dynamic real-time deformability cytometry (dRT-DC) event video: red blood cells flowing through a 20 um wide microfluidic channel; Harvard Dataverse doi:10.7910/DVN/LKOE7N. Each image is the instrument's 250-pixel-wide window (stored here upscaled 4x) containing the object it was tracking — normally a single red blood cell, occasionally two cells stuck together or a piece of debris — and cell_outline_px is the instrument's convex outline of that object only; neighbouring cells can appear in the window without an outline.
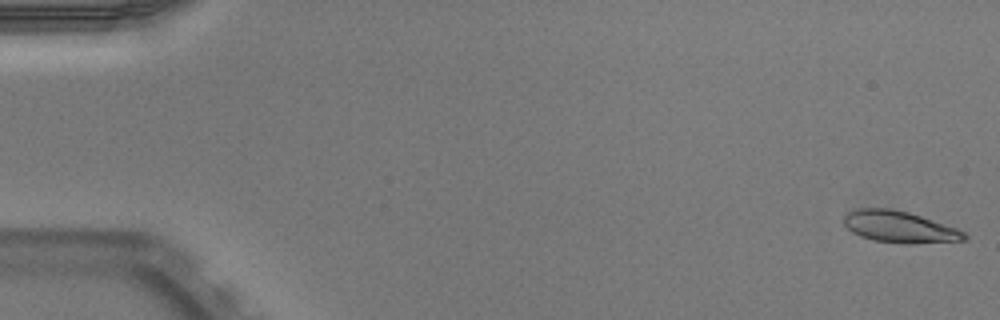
{"species": "Egyptian fruit bat (a non-hibernating species)", "species_latin": "Rousettus aegyptiacus", "temperature_condition": "warm", "stored_images_in_passage": 51, "camera_frame_rate_fps": 3000, "um_per_image_px": 0.085, "animal": {"sex": "male"}, "frame": {"image": 1, "passage_image": 1, "time_ms": 0.0, "image_size_px": [1000, 320], "cell_outline_px": [[968, 240], [908, 244], [904, 244], [872, 240], [860, 236], [852, 232], [844, 224], [844, 216], [848, 212], [856, 208], [892, 208], [908, 212], [956, 228], [964, 232], [968, 236]], "centroid_in_image_um": [76.44, 19.29], "position_along_channel_um": 8.6, "area_um2": 22.2}}
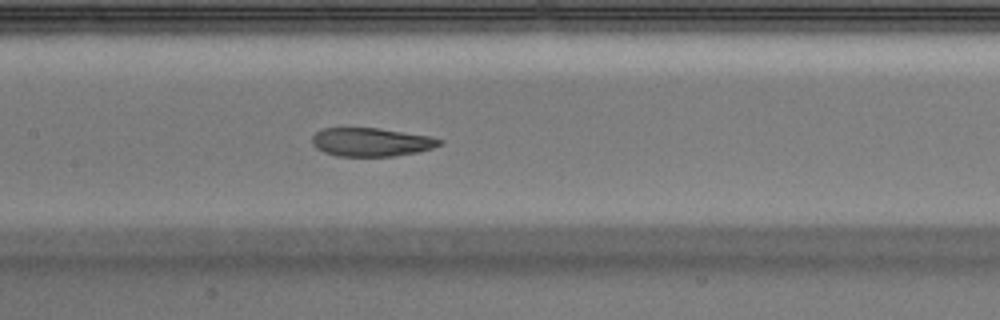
{"frame": {"image": 2, "passage_image": 25, "time_ms": 8.0, "image_size_px": [1000, 320], "cell_outline_px": [[444, 144], [432, 148], [416, 152], [396, 156], [336, 156], [324, 152], [316, 148], [312, 144], [312, 136], [316, 132], [324, 128], [380, 128], [432, 136], [444, 140]], "centroid_in_image_um": [31.59, 12.07], "position_along_channel_um": 175.8, "area_um2": 21.39}}
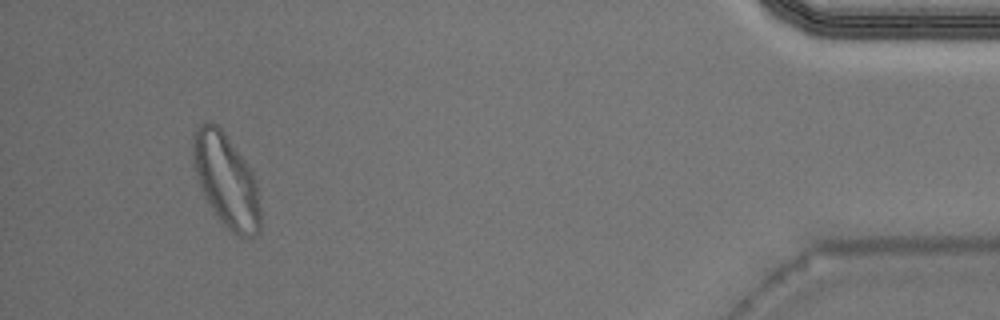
{"frame": {"image": 3, "passage_image": 48, "time_ms": 15.667, "image_size_px": [1000, 320], "cell_outline_px": [[260, 232], [256, 236], [244, 240], [236, 236], [220, 220], [204, 196], [200, 188], [192, 164], [192, 132], [204, 120], [216, 124], [224, 132], [244, 160], [252, 172], [256, 184], [260, 208]], "centroid_in_image_um": [19.2, 15.35], "position_along_channel_um": 416.0, "area_um2": 36.88}, "authors_computed_cell_mechanics": {"area_um2": 22.6576, "velocity_mm_per_s": 3.9702, "shape_relaxation_time_tau1_ms": null, "shape_relaxation_time_tau2_ms": 1.3444, "deformation_change_tau1": null, "deformation_change_tau2": 0.0627}}